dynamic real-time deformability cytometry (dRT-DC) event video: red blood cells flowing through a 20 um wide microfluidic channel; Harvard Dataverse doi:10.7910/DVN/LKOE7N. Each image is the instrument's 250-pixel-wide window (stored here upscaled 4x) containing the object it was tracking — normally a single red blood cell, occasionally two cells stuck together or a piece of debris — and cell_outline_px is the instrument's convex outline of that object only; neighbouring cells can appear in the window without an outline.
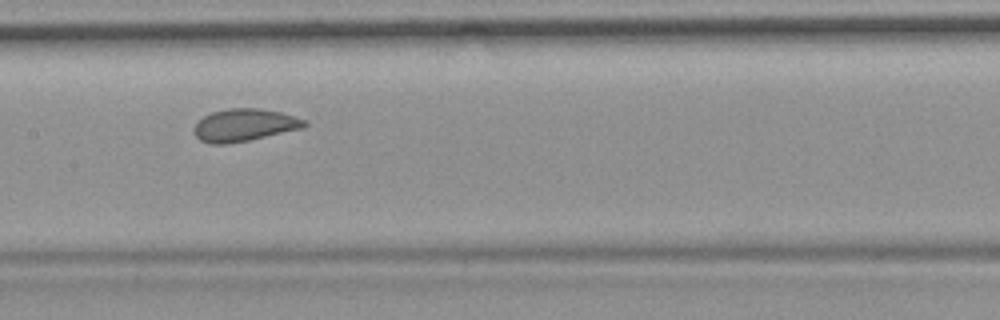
{"species": "common noctule bat (a hibernating species)", "species_latin": "Nyctalus noctula", "temperature_condition": "room temperature", "stored_images_in_passage": 48, "camera_frame_rate_fps": 3000, "um_per_image_px": 0.085, "animal": {"sex": "female", "body_mass_g": 19.9}, "frame": {"image": 1, "passage_image": 21, "time_ms": 6.667, "image_size_px": [1000, 320], "cell_outline_px": [[308, 124], [304, 128], [248, 140], [228, 144], [212, 144], [200, 140], [196, 136], [192, 128], [204, 116], [212, 112], [228, 108], [260, 108], [280, 112], [308, 120]], "centroid_in_image_um": [20.79, 10.63], "position_along_channel_um": 186.6, "area_um2": 20.92}}